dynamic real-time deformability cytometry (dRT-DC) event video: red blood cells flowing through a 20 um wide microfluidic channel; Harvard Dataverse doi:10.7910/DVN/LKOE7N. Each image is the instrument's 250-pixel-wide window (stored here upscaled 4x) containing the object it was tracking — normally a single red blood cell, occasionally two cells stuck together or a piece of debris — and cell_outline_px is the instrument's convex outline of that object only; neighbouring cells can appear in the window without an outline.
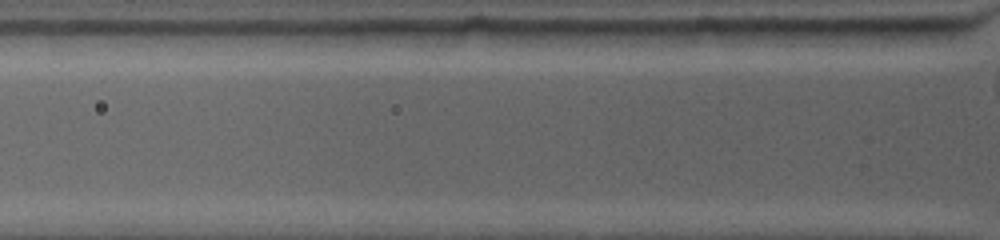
{"species": "common noctule bat (a hibernating species)", "species_latin": "Nyctalus noctula", "temperature_condition": "warm", "stored_images_in_passage": 3, "camera_frame_rate_fps": 4500, "um_per_image_px": 0.085, "animal": {"sex": "female", "body_mass_g": 19.0, "forearm_length_mm": 53.3}, "frame": {"image": 1, "passage_image": 3, "time_ms": 0.222, "image_size_px": [1000, 240], "cell_outline_px": [[952, 36], [932, 44], [904, 48], [820, 44], [820, 28], [952, 28]], "centroid_in_image_um": [75.13, 3.12], "position_along_channel_um": 50.7, "area_um2": 16.3}}